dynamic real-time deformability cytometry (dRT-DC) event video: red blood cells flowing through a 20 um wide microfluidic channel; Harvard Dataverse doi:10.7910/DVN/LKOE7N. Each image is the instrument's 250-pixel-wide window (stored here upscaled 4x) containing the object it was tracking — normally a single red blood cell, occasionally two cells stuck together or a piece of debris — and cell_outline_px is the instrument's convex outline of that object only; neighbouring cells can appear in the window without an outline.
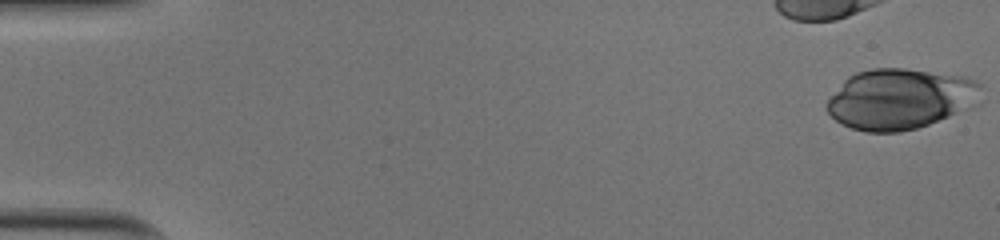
{"species": "human", "species_latin": "Homo sapiens", "temperature_condition": "cold", "stored_images_in_passage": 45, "camera_frame_rate_fps": 3000, "um_per_image_px": 0.085, "donor": {"sex": "male"}, "frame": {"image": 1, "passage_image": 1, "time_ms": 0.0, "image_size_px": [1000, 240], "cell_outline_px": [[980, 84], [960, 108], [948, 116], [928, 124], [916, 128], [900, 132], [864, 132], [852, 128], [836, 120], [828, 112], [828, 100], [844, 80], [848, 76], [856, 72], [872, 68], [904, 68], [964, 76]], "centroid_in_image_um": [76.32, 8.4], "position_along_channel_um": 8.7, "area_um2": 52.31}}
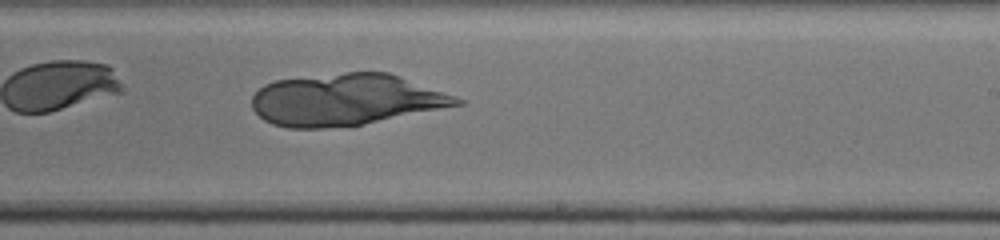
{"frame": {"image": 2, "passage_image": 32, "time_ms": 10.333, "image_size_px": [1000, 240], "cell_outline_px": [[464, 104], [364, 124], [324, 128], [288, 128], [272, 124], [264, 120], [252, 108], [252, 96], [264, 84], [276, 80], [344, 72], [388, 72], [456, 96], [464, 100]], "centroid_in_image_um": [29.38, 8.48], "position_along_channel_um": 259.6, "area_um2": 61.5}}